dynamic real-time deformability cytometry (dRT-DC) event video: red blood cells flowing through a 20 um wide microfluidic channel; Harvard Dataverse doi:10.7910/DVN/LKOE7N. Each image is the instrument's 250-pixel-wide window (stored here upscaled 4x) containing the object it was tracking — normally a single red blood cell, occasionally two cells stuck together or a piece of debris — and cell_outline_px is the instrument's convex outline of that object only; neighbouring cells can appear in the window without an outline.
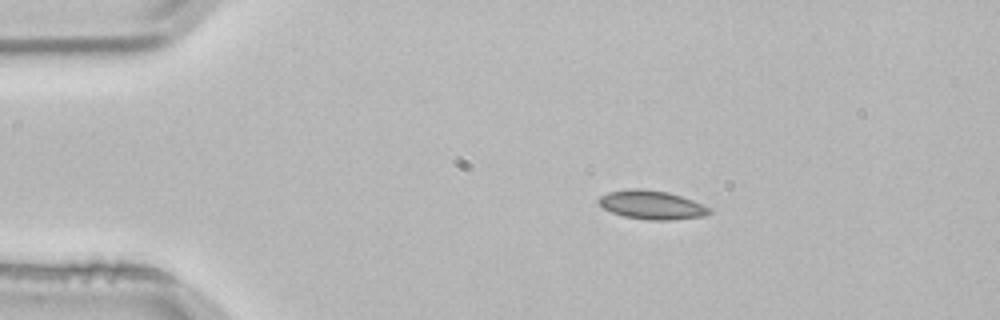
{"species": "common noctule bat (a hibernating species)", "species_latin": "Nyctalus noctula", "temperature_condition": "room temperature", "stored_images_in_passage": 2, "camera_frame_rate_fps": 3000, "um_per_image_px": 0.085, "animal": {"sex": "male", "body_mass_g": 21.5, "forearm_length_mm": 52.0}, "frame": {"image": 1, "passage_image": 2, "time_ms": 0.333, "image_size_px": [1000, 320], "cell_outline_px": [[712, 212], [704, 216], [672, 220], [648, 220], [624, 216], [612, 212], [604, 208], [596, 200], [600, 196], [608, 192], [628, 188], [640, 188], [668, 192], [692, 200], [712, 208]], "centroid_in_image_um": [55.4, 17.41], "position_along_channel_um": 29.6, "area_um2": 18.61}}